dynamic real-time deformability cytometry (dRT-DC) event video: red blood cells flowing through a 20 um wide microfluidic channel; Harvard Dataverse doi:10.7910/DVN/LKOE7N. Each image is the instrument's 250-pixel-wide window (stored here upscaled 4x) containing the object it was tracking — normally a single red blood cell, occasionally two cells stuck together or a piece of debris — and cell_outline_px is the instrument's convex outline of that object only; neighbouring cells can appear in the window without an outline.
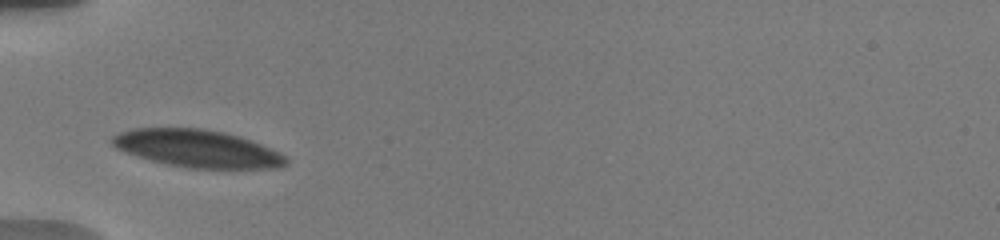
{"species": "human", "species_latin": "Homo sapiens", "temperature_condition": "warm", "stored_images_in_passage": 20, "camera_frame_rate_fps": 3000, "um_per_image_px": 0.085, "donor": {"sex": "male"}, "frame": {"image": 1, "passage_image": 1, "time_ms": 0.0, "image_size_px": [1000, 240], "cell_outline_px": [[288, 164], [276, 168], [188, 168], [168, 164], [152, 160], [116, 148], [108, 140], [112, 136], [120, 132], [132, 128], [200, 128], [224, 132], [252, 140], [280, 152], [288, 160]], "centroid_in_image_um": [16.79, 12.62], "position_along_channel_um": 68.2, "area_um2": 37.8}}
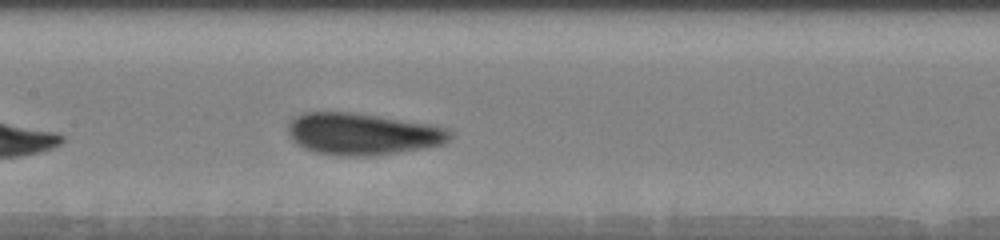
{"frame": {"image": 2, "passage_image": 8, "time_ms": 3.0, "image_size_px": [1000, 240], "cell_outline_px": [[452, 136], [444, 144], [424, 148], [368, 156], [336, 156], [316, 152], [304, 148], [292, 140], [288, 132], [288, 124], [296, 116], [304, 112], [352, 112], [428, 124], [444, 128], [452, 132]], "centroid_in_image_um": [30.78, 11.39], "position_along_channel_um": 176.6, "area_um2": 39.19}}
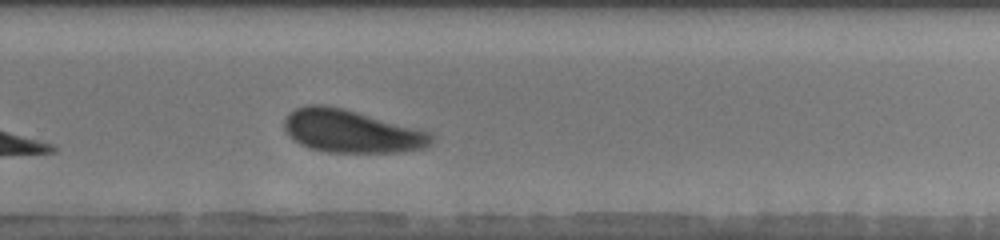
{"frame": {"image": 3, "passage_image": 20, "time_ms": 6.333, "image_size_px": [1000, 240], "cell_outline_px": [[432, 140], [428, 144], [420, 148], [396, 152], [328, 152], [308, 148], [300, 144], [284, 128], [284, 120], [296, 108], [304, 104], [324, 104], [344, 108], [428, 132], [432, 136]], "centroid_in_image_um": [29.79, 11.14], "position_along_channel_um": 300.0, "area_um2": 36.01}}